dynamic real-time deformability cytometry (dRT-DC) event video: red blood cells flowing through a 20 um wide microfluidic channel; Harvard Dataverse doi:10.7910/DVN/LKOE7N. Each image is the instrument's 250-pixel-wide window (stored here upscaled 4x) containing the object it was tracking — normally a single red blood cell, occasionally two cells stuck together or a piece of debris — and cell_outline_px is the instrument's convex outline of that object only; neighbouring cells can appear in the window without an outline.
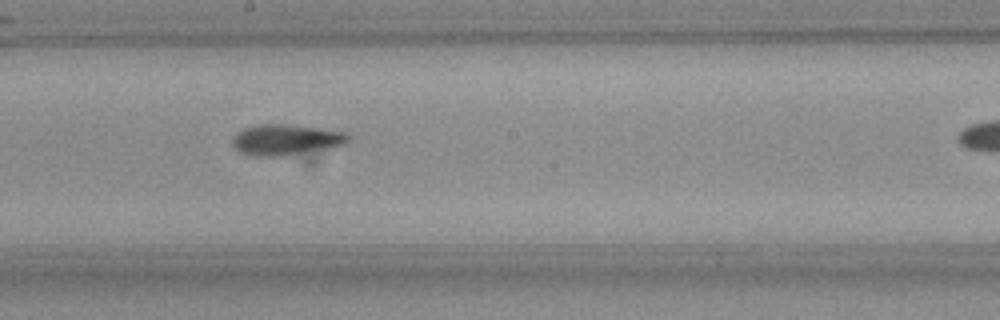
{"species": "Egyptian fruit bat (a non-hibernating species)", "species_latin": "Rousettus aegyptiacus", "temperature_condition": "room temperature", "stored_images_in_passage": 27, "camera_frame_rate_fps": 3000, "um_per_image_px": 0.085, "frame": {"image": 1, "passage_image": 23, "time_ms": 7.333, "image_size_px": [1000, 320], "cell_outline_px": [[352, 136], [344, 144], [280, 156], [252, 156], [240, 152], [232, 144], [232, 140], [236, 132], [244, 128], [256, 124], [296, 124], [324, 128], [348, 132]], "centroid_in_image_um": [24.29, 11.84], "position_along_channel_um": 223.9, "area_um2": 20.81}}